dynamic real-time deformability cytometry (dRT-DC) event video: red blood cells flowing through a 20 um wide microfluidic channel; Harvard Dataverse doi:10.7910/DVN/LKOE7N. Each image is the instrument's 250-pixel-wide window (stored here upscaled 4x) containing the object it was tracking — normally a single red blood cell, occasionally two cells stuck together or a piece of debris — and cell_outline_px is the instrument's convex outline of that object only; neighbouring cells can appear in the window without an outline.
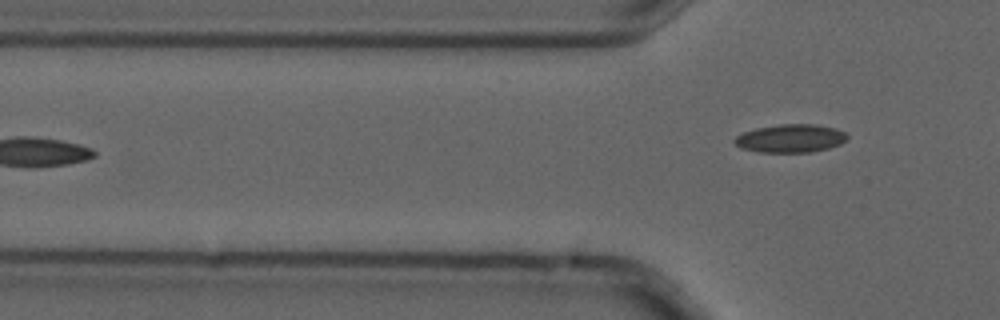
{"species": "common noctule bat (a hibernating species)", "species_latin": "Nyctalus noctula", "temperature_condition": "cold", "stored_images_in_passage": 5, "camera_frame_rate_fps": 3000, "um_per_image_px": 0.085, "animal": {"sex": "male", "forearm_length_mm": 52.5}, "frame": {"image": 1, "passage_image": 5, "time_ms": 1.333, "image_size_px": [1000, 320], "cell_outline_px": [[848, 140], [840, 144], [828, 148], [812, 152], [760, 152], [740, 148], [732, 140], [736, 136], [744, 132], [756, 128], [780, 124], [816, 124], [836, 128], [844, 132], [848, 136]], "centroid_in_image_um": [67.21, 11.76], "position_along_channel_um": 58.6, "area_um2": 18.61}}